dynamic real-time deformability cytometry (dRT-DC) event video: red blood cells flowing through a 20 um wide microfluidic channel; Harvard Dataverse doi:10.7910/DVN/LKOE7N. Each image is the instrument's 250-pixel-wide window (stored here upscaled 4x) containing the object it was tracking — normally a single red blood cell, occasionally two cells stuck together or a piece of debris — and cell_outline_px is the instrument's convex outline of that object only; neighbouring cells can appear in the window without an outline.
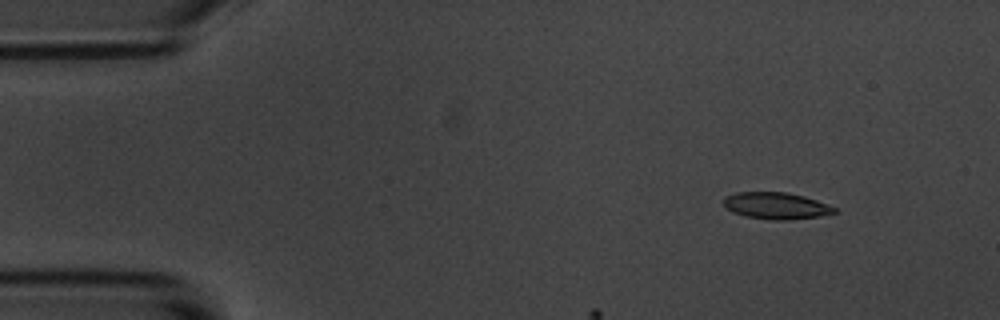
{"species": "common noctule bat (a hibernating species)", "species_latin": "Nyctalus noctula", "temperature_condition": "room temperature", "stored_images_in_passage": 5, "camera_frame_rate_fps": 3000, "um_per_image_px": 0.085, "animal": {"sex": "male", "body_mass_g": 20.1, "forearm_length_mm": 53.5}, "frame": {"image": 1, "passage_image": 2, "time_ms": 1.333, "image_size_px": [1000, 320], "cell_outline_px": [[836, 212], [820, 216], [788, 220], [772, 220], [744, 216], [732, 212], [724, 204], [724, 196], [736, 192], [788, 192], [804, 196], [816, 200], [836, 208]], "centroid_in_image_um": [65.95, 17.48], "position_along_channel_um": 19.1, "area_um2": 17.22}}